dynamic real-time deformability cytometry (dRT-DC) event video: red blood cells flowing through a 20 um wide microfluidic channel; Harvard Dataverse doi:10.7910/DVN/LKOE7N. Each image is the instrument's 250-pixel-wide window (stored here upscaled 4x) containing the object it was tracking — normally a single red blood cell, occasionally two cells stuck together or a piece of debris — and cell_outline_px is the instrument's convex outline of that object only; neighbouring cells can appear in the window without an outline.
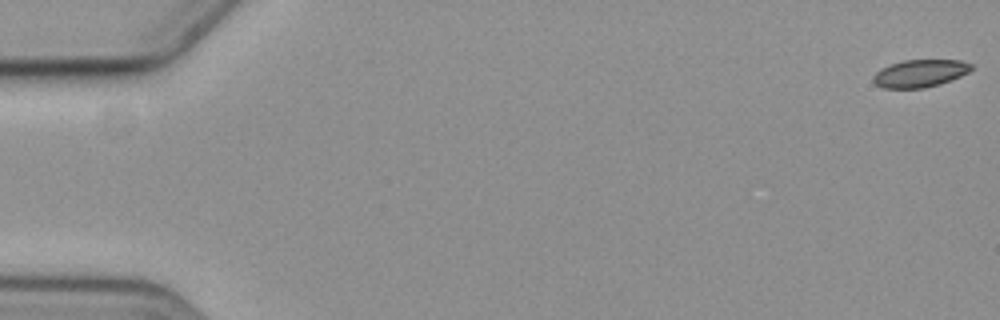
{"species": "common noctule bat (a hibernating species)", "species_latin": "Nyctalus noctula", "temperature_condition": "cold", "stored_images_in_passage": 6, "camera_frame_rate_fps": 3000, "um_per_image_px": 0.085, "animal": {"sex": "female", "body_mass_g": 19.3, "forearm_length_mm": 54.1}, "frame": {"image": 1, "passage_image": 1, "time_ms": 0.0, "image_size_px": [1000, 320], "cell_outline_px": [[972, 68], [968, 72], [952, 80], [940, 84], [924, 88], [884, 88], [876, 84], [872, 80], [872, 76], [880, 68], [904, 60], [960, 60], [972, 64]], "centroid_in_image_um": [78.19, 6.24], "position_along_channel_um": 6.8, "area_um2": 15.72}}
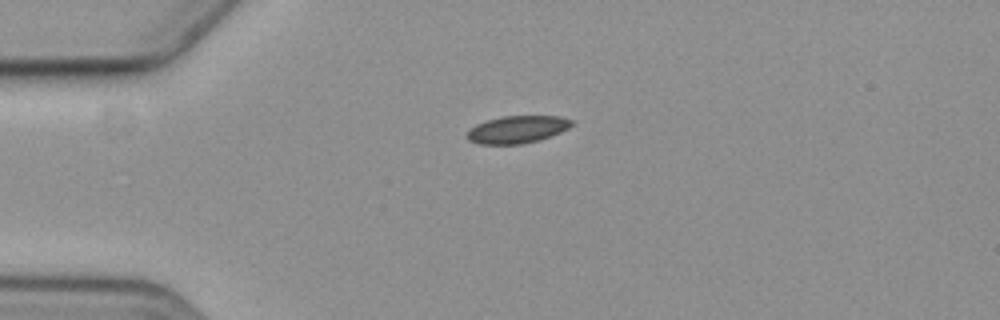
{"frame": {"image": 2, "passage_image": 5, "time_ms": 4.667, "image_size_px": [1000, 320], "cell_outline_px": [[576, 120], [568, 128], [560, 132], [540, 140], [520, 144], [480, 144], [468, 140], [464, 136], [468, 128], [476, 124], [488, 120], [504, 116], [560, 116]], "centroid_in_image_um": [43.94, 11.0], "position_along_channel_um": 41.1, "area_um2": 16.88}}